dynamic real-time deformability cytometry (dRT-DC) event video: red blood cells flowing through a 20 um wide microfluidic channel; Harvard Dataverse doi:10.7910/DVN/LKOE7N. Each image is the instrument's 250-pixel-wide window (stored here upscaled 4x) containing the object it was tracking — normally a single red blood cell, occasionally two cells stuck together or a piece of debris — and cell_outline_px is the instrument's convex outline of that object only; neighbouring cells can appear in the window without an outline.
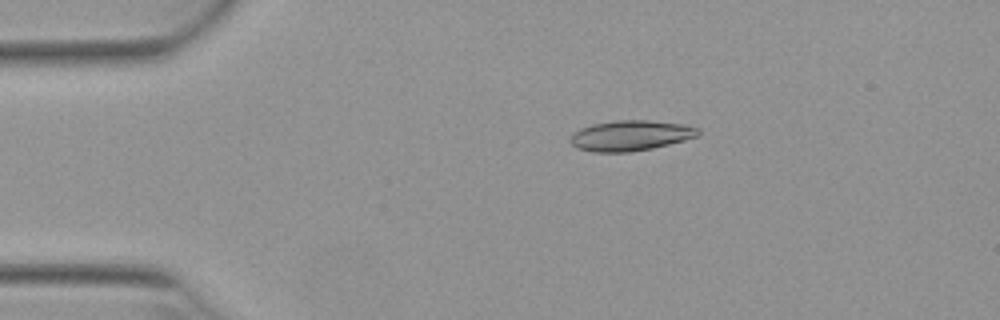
{"species": "Egyptian fruit bat (a non-hibernating species)", "species_latin": "Rousettus aegyptiacus", "temperature_condition": "warm", "stored_images_in_passage": 52, "camera_frame_rate_fps": 3000, "um_per_image_px": 0.085, "animal": {"sex": "female"}, "frame": {"image": 1, "passage_image": 10, "time_ms": 3.0, "image_size_px": [1000, 320], "cell_outline_px": [[700, 132], [696, 136], [684, 140], [652, 148], [628, 152], [592, 152], [576, 148], [572, 144], [572, 132], [580, 128], [592, 124], [616, 120], [648, 120], [684, 124], [700, 128]], "centroid_in_image_um": [53.59, 11.51], "position_along_channel_um": 31.4, "area_um2": 22.6}}
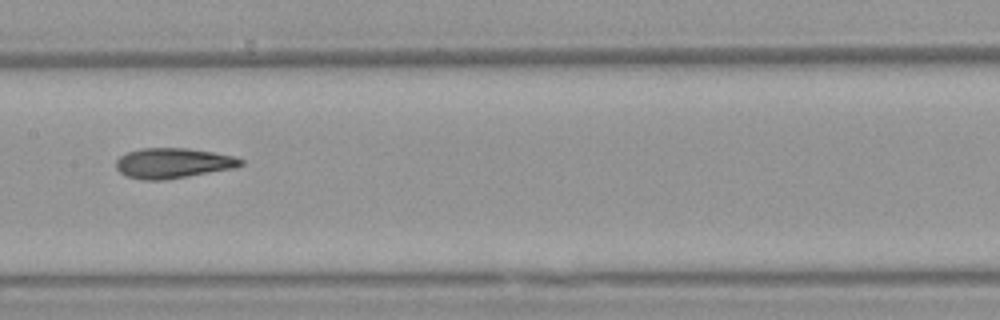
{"frame": {"image": 2, "passage_image": 26, "time_ms": 8.333, "image_size_px": [1000, 320], "cell_outline_px": [[244, 164], [236, 168], [188, 176], [160, 180], [144, 180], [128, 176], [120, 172], [116, 168], [116, 160], [120, 156], [128, 152], [140, 148], [188, 148], [236, 156], [244, 160]], "centroid_in_image_um": [14.74, 13.86], "position_along_channel_um": 192.7, "area_um2": 21.96}}
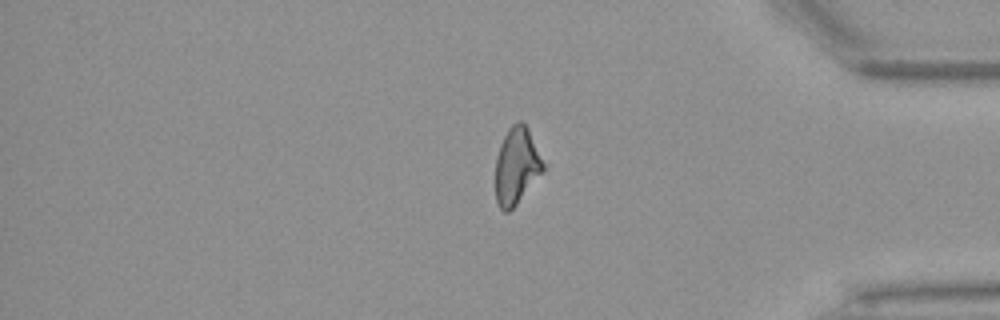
{"frame": {"image": 3, "passage_image": 43, "time_ms": 14.0, "image_size_px": [1000, 320], "cell_outline_px": [[548, 164], [544, 172], [516, 204], [508, 212], [504, 212], [500, 208], [496, 200], [496, 156], [500, 144], [508, 128], [512, 124], [520, 120], [528, 128]], "centroid_in_image_um": [43.96, 14.07], "position_along_channel_um": 391.2, "area_um2": 21.85}, "authors_computed_cell_mechanics": {"area_um2": 21.8484, "velocity_mm_per_s": 3.9406, "shape_relaxation_time_tau1_ms": 5.5942, "shape_relaxation_time_tau2_ms": 4.0278, "deformation_change_tau1": 0.1753, "deformation_change_tau2": 0.1534}}